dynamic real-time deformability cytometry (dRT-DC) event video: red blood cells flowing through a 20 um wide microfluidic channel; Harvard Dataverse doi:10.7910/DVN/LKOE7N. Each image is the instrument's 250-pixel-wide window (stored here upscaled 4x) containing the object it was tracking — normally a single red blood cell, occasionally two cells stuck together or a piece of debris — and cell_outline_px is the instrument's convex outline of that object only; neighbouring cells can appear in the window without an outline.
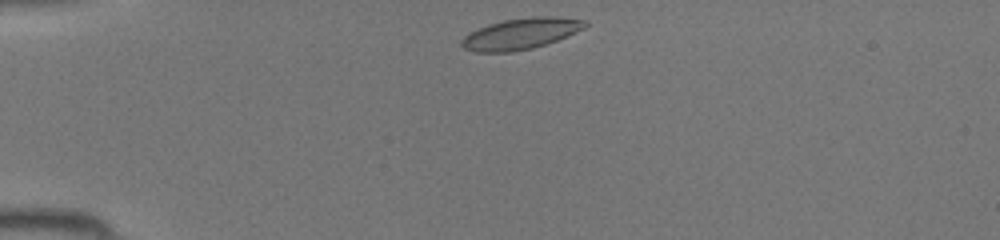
{"species": "common noctule bat (a hibernating species)", "species_latin": "Nyctalus noctula", "temperature_condition": "room temperature", "stored_images_in_passage": 35, "camera_frame_rate_fps": 3000, "um_per_image_px": 0.085, "animal": {"sex": "female", "body_mass_g": 19.5, "forearm_length_mm": 54.1}, "frame": {"image": 1, "passage_image": 1, "time_ms": 0.0, "image_size_px": [1000, 240], "cell_outline_px": [[588, 24], [584, 28], [556, 40], [532, 48], [512, 52], [476, 52], [464, 48], [460, 44], [460, 40], [468, 32], [488, 24], [504, 20], [532, 16], [556, 16], [588, 20]], "centroid_in_image_um": [44.24, 2.85], "position_along_channel_um": 40.8, "area_um2": 22.43}}
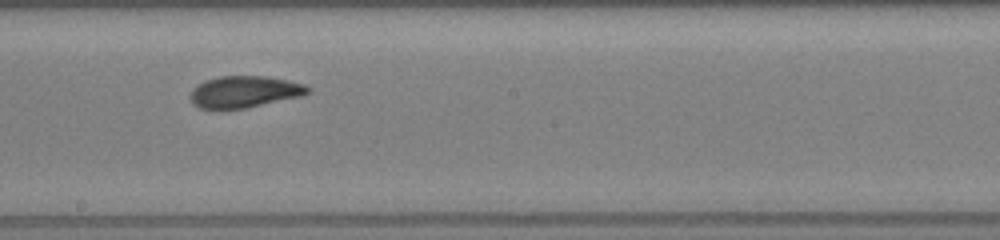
{"frame": {"image": 2, "passage_image": 16, "time_ms": 5.0, "image_size_px": [1000, 240], "cell_outline_px": [[312, 92], [304, 96], [248, 108], [220, 112], [216, 112], [200, 108], [192, 104], [188, 96], [192, 88], [204, 80], [220, 76], [264, 76], [288, 80], [304, 84], [312, 88]], "centroid_in_image_um": [20.74, 7.85], "position_along_channel_um": 227.5, "area_um2": 22.83}}
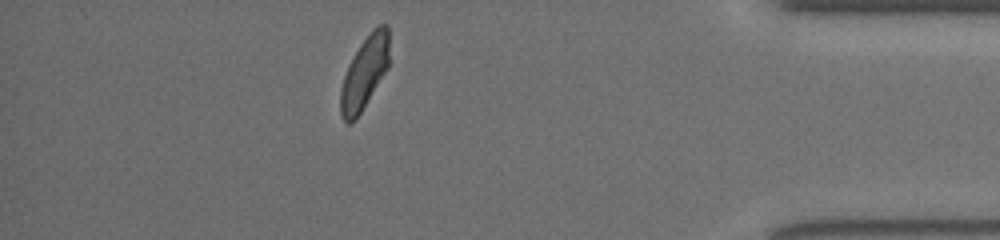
{"frame": {"image": 3, "passage_image": 30, "time_ms": 9.667, "image_size_px": [1000, 240], "cell_outline_px": [[388, 68], [360, 112], [348, 124], [344, 120], [340, 112], [340, 88], [344, 76], [360, 44], [372, 28], [380, 24], [388, 24]], "centroid_in_image_um": [30.99, 6.14], "position_along_channel_um": 404.2, "area_um2": 20.0}}